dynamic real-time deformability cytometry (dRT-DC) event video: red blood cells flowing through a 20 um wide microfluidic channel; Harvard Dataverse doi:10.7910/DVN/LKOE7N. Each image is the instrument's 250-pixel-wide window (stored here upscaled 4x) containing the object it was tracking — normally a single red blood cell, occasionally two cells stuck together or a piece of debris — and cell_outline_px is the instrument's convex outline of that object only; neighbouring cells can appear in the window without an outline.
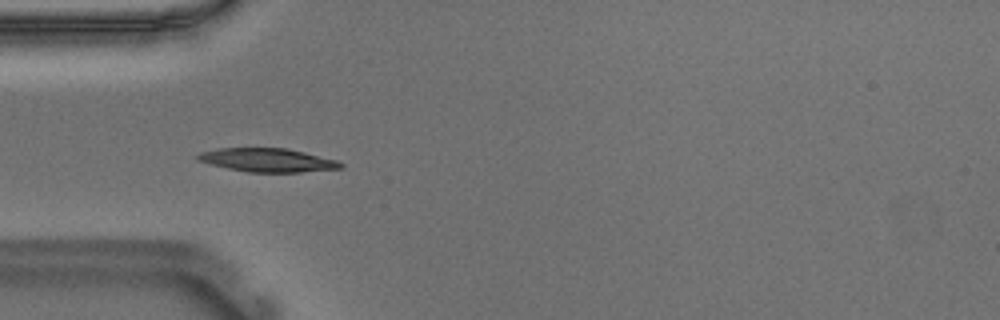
{"species": "Egyptian fruit bat (a non-hibernating species)", "species_latin": "Rousettus aegyptiacus", "temperature_condition": "warm", "stored_images_in_passage": 40, "camera_frame_rate_fps": 3000, "um_per_image_px": 0.085, "animal": {"sex": "male"}, "frame": {"image": 1, "passage_image": 2, "time_ms": 0.333, "image_size_px": [1000, 320], "cell_outline_px": [[344, 168], [300, 172], [248, 172], [228, 168], [196, 160], [196, 156], [200, 152], [220, 148], [288, 148], [336, 160], [344, 164]], "centroid_in_image_um": [22.75, 13.61], "position_along_channel_um": 62.2, "area_um2": 19.54}}
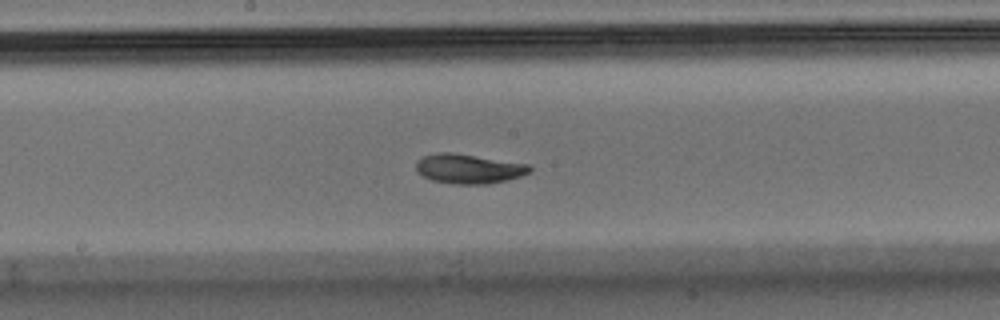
{"frame": {"image": 2, "passage_image": 14, "time_ms": 4.333, "image_size_px": [1000, 320], "cell_outline_px": [[532, 172], [520, 176], [488, 184], [456, 184], [432, 180], [416, 172], [416, 164], [424, 156], [436, 152], [452, 152], [528, 164], [532, 168]], "centroid_in_image_um": [39.84, 14.34], "position_along_channel_um": 208.4, "area_um2": 19.42}}
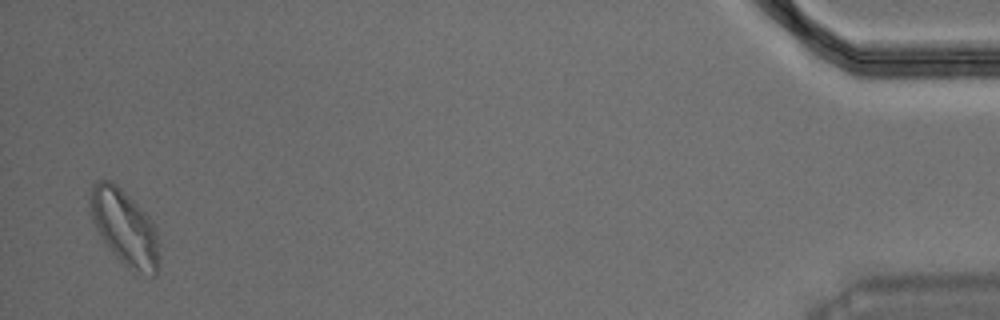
{"frame": {"image": 3, "passage_image": 39, "time_ms": 12.667, "image_size_px": [1000, 320], "cell_outline_px": [[160, 256], [156, 276], [136, 276], [108, 248], [92, 220], [88, 212], [88, 196], [92, 184], [100, 180], [112, 180], [152, 220], [156, 228]], "centroid_in_image_um": [10.59, 19.38], "position_along_channel_um": 424.6, "area_um2": 30.98}, "authors_computed_cell_mechanics": {"area_um2": 19.5653, "velocity_mm_per_s": 3.6501, "shape_relaxation_time_tau1_ms": 3.2188, "shape_relaxation_time_tau2_ms": 2.8597, "deformation_change_tau1": 0.1392, "deformation_change_tau2": 0.07}}